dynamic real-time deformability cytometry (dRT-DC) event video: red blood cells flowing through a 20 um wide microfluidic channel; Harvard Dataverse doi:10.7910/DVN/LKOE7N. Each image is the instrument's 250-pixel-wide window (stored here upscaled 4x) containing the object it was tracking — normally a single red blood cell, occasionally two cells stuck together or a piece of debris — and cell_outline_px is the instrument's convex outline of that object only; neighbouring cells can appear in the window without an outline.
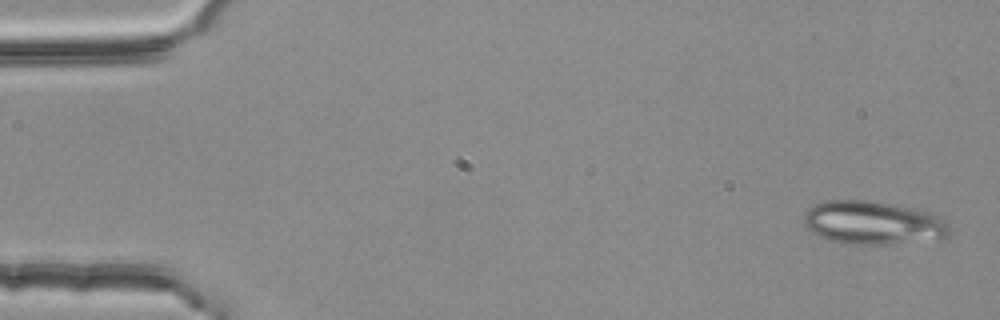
{"species": "common noctule bat (a hibernating species)", "species_latin": "Nyctalus noctula", "temperature_condition": "room temperature", "stored_images_in_passage": 4, "camera_frame_rate_fps": 3000, "um_per_image_px": 0.085, "animal": {"sex": "female", "body_mass_g": 25.1}, "frame": {"image": 1, "passage_image": 1, "time_ms": 0.0, "image_size_px": [1000, 320], "cell_outline_px": [[952, 232], [948, 236], [884, 244], [856, 244], [828, 240], [812, 232], [804, 224], [804, 212], [808, 208], [824, 200], [864, 200], [912, 208], [928, 212], [952, 224]], "centroid_in_image_um": [74.17, 18.92], "position_along_channel_um": 10.8, "area_um2": 36.24}}